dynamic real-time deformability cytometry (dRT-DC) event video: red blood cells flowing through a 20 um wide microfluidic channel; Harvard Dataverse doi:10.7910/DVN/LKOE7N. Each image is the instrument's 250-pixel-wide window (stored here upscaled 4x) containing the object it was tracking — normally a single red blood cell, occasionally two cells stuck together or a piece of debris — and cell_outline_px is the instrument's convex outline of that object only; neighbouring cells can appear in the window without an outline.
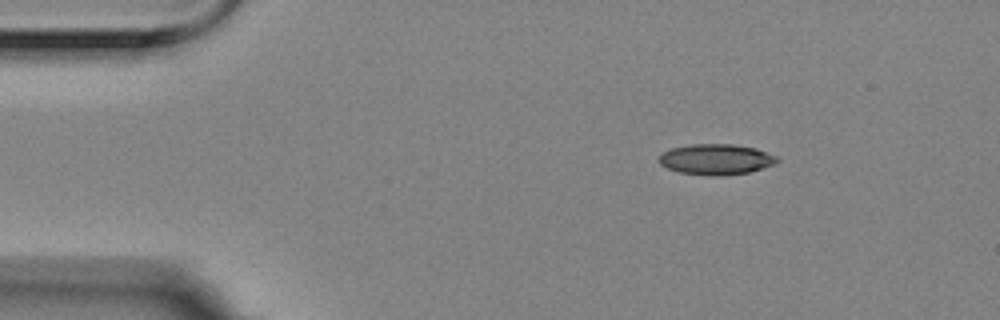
{"species": "Egyptian fruit bat (a non-hibernating species)", "species_latin": "Rousettus aegyptiacus", "temperature_condition": "room temperature", "stored_images_in_passage": 4, "camera_frame_rate_fps": 3000, "um_per_image_px": 0.085, "animal": {"sex": "female"}, "frame": {"image": 1, "passage_image": 1, "time_ms": 0.0, "image_size_px": [1000, 320], "cell_outline_px": [[780, 160], [776, 164], [748, 172], [716, 176], [712, 176], [680, 172], [668, 168], [660, 164], [656, 160], [664, 152], [672, 148], [692, 144], [732, 144], [756, 148], [776, 156]], "centroid_in_image_um": [60.87, 13.54], "position_along_channel_um": 24.1, "area_um2": 20.98}}